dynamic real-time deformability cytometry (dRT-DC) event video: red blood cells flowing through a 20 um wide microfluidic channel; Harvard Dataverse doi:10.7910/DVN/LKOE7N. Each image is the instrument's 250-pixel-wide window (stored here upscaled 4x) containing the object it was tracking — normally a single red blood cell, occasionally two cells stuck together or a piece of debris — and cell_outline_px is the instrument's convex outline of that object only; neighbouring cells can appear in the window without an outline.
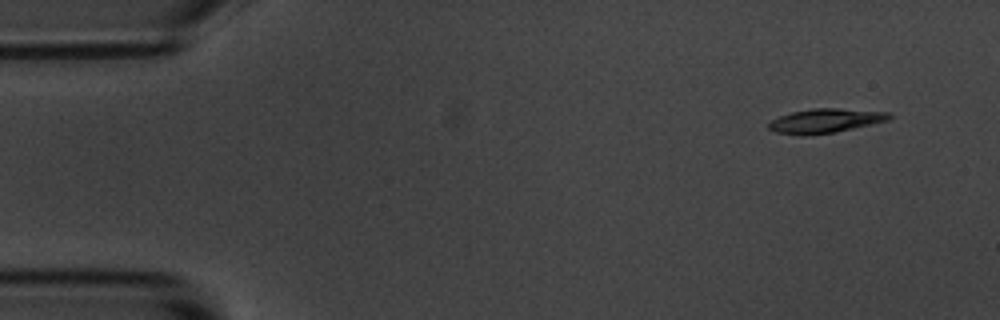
{"species": "common noctule bat (a hibernating species)", "species_latin": "Nyctalus noctula", "temperature_condition": "room temperature", "stored_images_in_passage": 5, "camera_frame_rate_fps": 3000, "um_per_image_px": 0.085, "animal": {"sex": "male", "body_mass_g": 20.1, "forearm_length_mm": 53.5}, "frame": {"image": 1, "passage_image": 1, "time_ms": 0.0, "image_size_px": [1000, 320], "cell_outline_px": [[892, 116], [888, 120], [836, 132], [804, 136], [800, 136], [776, 132], [768, 128], [768, 124], [772, 120], [780, 116], [792, 112], [812, 108], [836, 108], [892, 112]], "centroid_in_image_um": [70.15, 10.27], "position_along_channel_um": 14.8, "area_um2": 17.05}}
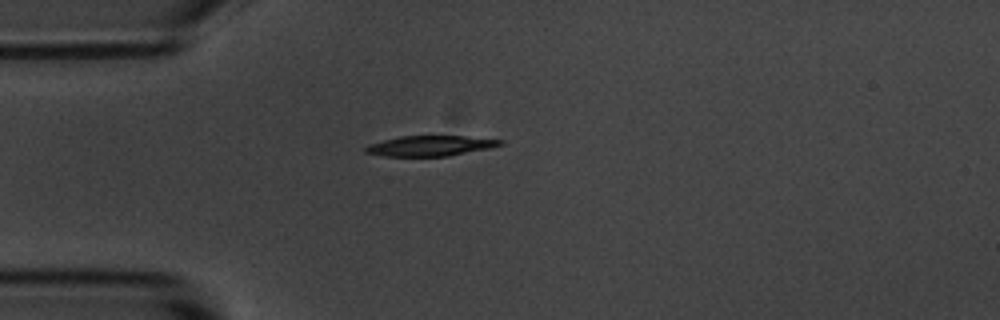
{"frame": {"image": 2, "passage_image": 4, "time_ms": 3.333, "image_size_px": [1000, 320], "cell_outline_px": [[504, 144], [492, 148], [448, 156], [384, 156], [364, 152], [364, 148], [368, 144], [400, 136], [464, 136], [504, 140]], "centroid_in_image_um": [36.6, 12.39], "position_along_channel_um": 48.4, "area_um2": 16.01}}